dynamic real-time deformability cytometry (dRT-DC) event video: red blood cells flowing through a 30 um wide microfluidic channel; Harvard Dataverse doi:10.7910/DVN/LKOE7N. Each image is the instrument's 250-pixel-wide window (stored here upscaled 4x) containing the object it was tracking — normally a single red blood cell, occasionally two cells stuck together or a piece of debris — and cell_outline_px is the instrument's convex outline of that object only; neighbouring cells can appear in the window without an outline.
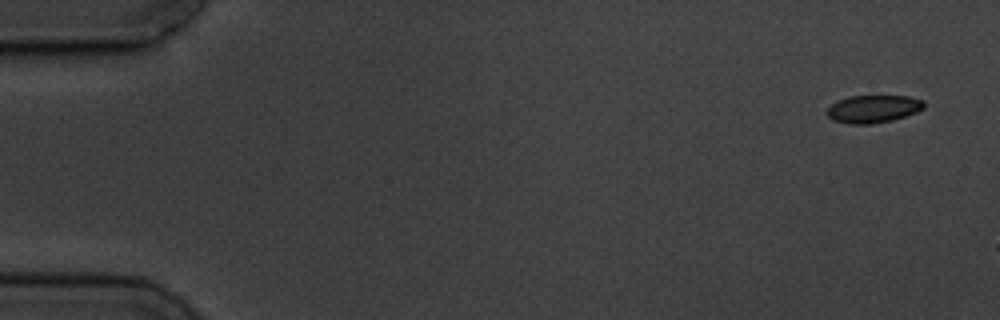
{"species": "common noctule bat (a hibernating species)", "species_latin": "Nyctalus noctula", "temperature_condition": "cold", "stored_images_in_passage": 3, "camera_frame_rate_fps": 3000, "um_per_image_px": 0.085, "animal": {"sex": "male", "body_mass_g": 19.5, "forearm_length_mm": 54.6}, "frame": {"image": 1, "passage_image": 1, "time_ms": 0.0, "image_size_px": [1000, 320], "cell_outline_px": [[924, 108], [916, 112], [892, 120], [872, 124], [848, 124], [832, 120], [824, 112], [836, 100], [848, 96], [908, 96], [920, 100], [924, 104]], "centroid_in_image_um": [74.15, 9.26], "position_along_channel_um": 10.8, "area_um2": 15.66}}